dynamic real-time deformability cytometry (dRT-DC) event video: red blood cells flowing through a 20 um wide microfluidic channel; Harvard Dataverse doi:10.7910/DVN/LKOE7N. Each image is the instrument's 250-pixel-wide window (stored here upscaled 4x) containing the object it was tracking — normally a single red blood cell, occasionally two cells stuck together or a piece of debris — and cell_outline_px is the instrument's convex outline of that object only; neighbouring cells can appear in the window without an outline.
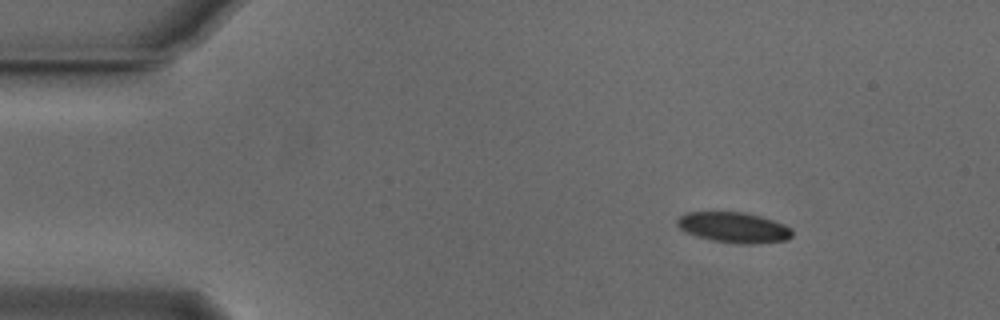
{"species": "Egyptian fruit bat (a non-hibernating species)", "species_latin": "Rousettus aegyptiacus", "temperature_condition": "cold", "stored_images_in_passage": 53, "camera_frame_rate_fps": 3000, "um_per_image_px": 0.085, "animal": {"sex": "male"}, "frame": {"image": 1, "passage_image": 7, "time_ms": 2.0, "image_size_px": [1000, 320], "cell_outline_px": [[792, 236], [788, 240], [752, 244], [736, 244], [712, 240], [696, 236], [680, 228], [676, 224], [676, 220], [680, 216], [688, 212], [744, 212], [760, 216], [784, 224], [792, 228]], "centroid_in_image_um": [62.39, 19.34], "position_along_channel_um": 22.6, "area_um2": 20.46}}
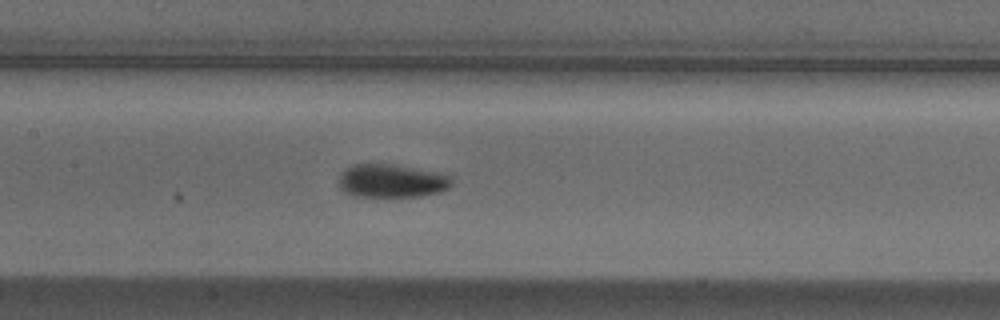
{"frame": {"image": 2, "passage_image": 25, "time_ms": 8.0, "image_size_px": [1000, 320], "cell_outline_px": [[452, 184], [448, 188], [440, 192], [420, 196], [352, 196], [344, 192], [340, 188], [340, 176], [352, 164], [396, 164], [448, 172], [452, 176]], "centroid_in_image_um": [33.4, 15.35], "position_along_channel_um": 174.0, "area_um2": 22.37}}
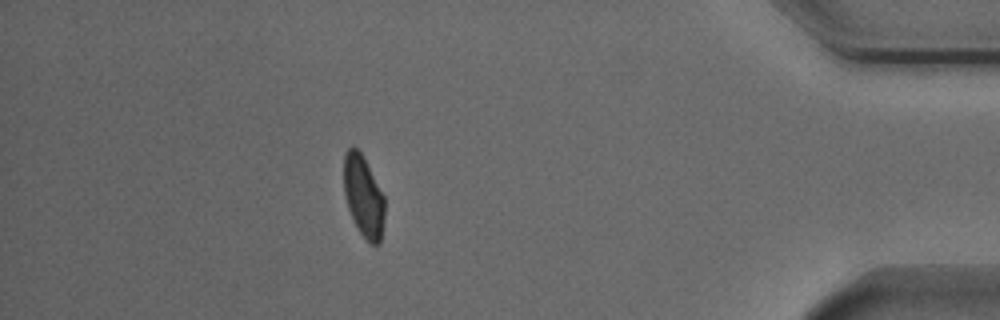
{"frame": {"image": 3, "passage_image": 47, "time_ms": 15.333, "image_size_px": [1000, 320], "cell_outline_px": [[384, 220], [380, 244], [372, 244], [356, 228], [348, 208], [344, 192], [344, 152], [348, 148], [356, 148], [360, 152], [384, 196]], "centroid_in_image_um": [30.89, 16.71], "position_along_channel_um": 404.3, "area_um2": 19.07}, "authors_computed_cell_mechanics": {"area_um2": 20.4612, "velocity_mm_per_s": 3.8182, "shape_relaxation_time_tau1_ms": 4.2791, "shape_relaxation_time_tau2_ms": 6.7166, "deformation_change_tau1": 0.1391, "deformation_change_tau2": 0.0605}}